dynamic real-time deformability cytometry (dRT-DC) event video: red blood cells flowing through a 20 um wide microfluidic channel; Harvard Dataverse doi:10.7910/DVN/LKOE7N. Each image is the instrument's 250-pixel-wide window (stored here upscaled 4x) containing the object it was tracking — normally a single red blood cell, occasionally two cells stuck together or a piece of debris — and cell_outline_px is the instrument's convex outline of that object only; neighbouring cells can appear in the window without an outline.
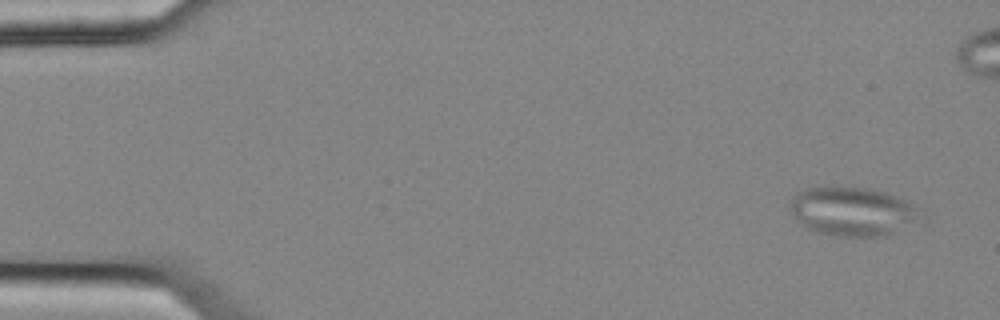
{"species": "common noctule bat (a hibernating species)", "species_latin": "Nyctalus noctula", "temperature_condition": "cold", "stored_images_in_passage": 7, "camera_frame_rate_fps": 3000, "um_per_image_px": 0.085, "animal": {"sex": "female", "body_mass_g": 25.1}, "frame": {"image": 1, "passage_image": 1, "time_ms": 0.0, "image_size_px": [1000, 320], "cell_outline_px": [[912, 216], [908, 220], [888, 236], [840, 236], [820, 232], [808, 228], [796, 220], [788, 208], [792, 196], [796, 192], [804, 188], [836, 184], [864, 188], [884, 192], [908, 200], [912, 208]], "centroid_in_image_um": [72.21, 17.9], "position_along_channel_um": 12.8, "area_um2": 36.24}}